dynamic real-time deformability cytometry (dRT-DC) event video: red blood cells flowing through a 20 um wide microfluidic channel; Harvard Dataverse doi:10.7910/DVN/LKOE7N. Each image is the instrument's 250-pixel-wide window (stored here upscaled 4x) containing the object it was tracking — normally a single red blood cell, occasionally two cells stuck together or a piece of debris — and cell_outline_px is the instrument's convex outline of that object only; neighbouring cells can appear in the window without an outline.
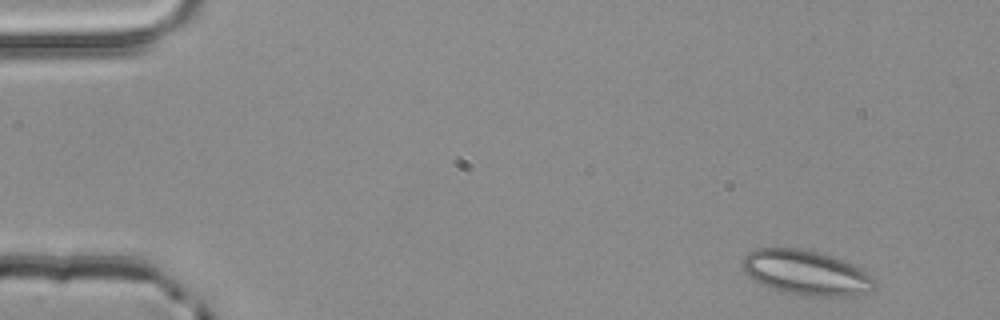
{"species": "common noctule bat (a hibernating species)", "species_latin": "Nyctalus noctula", "temperature_condition": "room temperature", "stored_images_in_passage": 4, "camera_frame_rate_fps": 3000, "um_per_image_px": 0.085, "animal": {"sex": "male", "body_mass_g": 20.4}, "frame": {"image": 1, "passage_image": 4, "time_ms": 1.0, "image_size_px": [1000, 320], "cell_outline_px": [[876, 284], [872, 292], [844, 296], [808, 296], [788, 292], [772, 288], [760, 284], [748, 276], [744, 268], [744, 256], [748, 252], [756, 248], [796, 248], [816, 252], [852, 264], [860, 268], [872, 276], [876, 280]], "centroid_in_image_um": [68.54, 23.19], "position_along_channel_um": 16.5, "area_um2": 34.04}}